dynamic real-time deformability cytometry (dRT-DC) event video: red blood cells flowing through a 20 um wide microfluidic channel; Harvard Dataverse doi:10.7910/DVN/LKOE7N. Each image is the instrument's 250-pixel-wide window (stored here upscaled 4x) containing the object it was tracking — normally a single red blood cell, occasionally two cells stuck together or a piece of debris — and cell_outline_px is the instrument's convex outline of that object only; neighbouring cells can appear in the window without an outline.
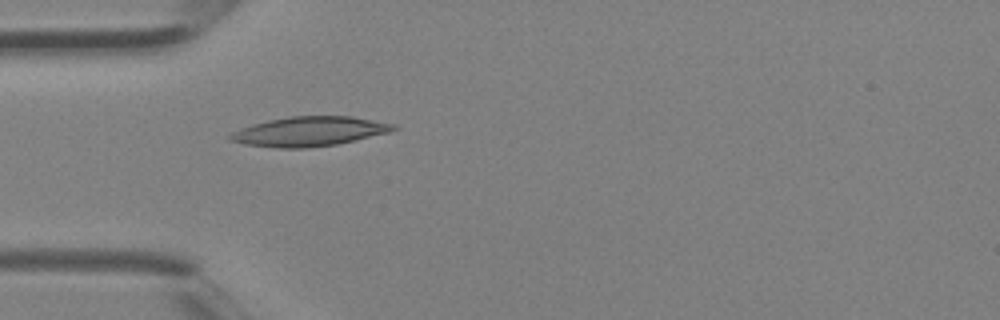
{"species": "Egyptian fruit bat (a non-hibernating species)", "species_latin": "Rousettus aegyptiacus", "temperature_condition": "room temperature", "stored_images_in_passage": 1, "camera_frame_rate_fps": 3000, "um_per_image_px": 0.085, "animal": {"sex": "female"}, "frame": {"image": 1, "passage_image": 1, "time_ms": 0.0, "image_size_px": [1000, 320], "cell_outline_px": [[400, 128], [388, 132], [356, 140], [336, 144], [304, 148], [276, 148], [244, 144], [228, 140], [228, 136], [232, 132], [240, 128], [252, 124], [268, 120], [288, 116], [352, 116], [396, 124]], "centroid_in_image_um": [26.28, 11.17], "position_along_channel_um": 58.7, "area_um2": 28.21}}